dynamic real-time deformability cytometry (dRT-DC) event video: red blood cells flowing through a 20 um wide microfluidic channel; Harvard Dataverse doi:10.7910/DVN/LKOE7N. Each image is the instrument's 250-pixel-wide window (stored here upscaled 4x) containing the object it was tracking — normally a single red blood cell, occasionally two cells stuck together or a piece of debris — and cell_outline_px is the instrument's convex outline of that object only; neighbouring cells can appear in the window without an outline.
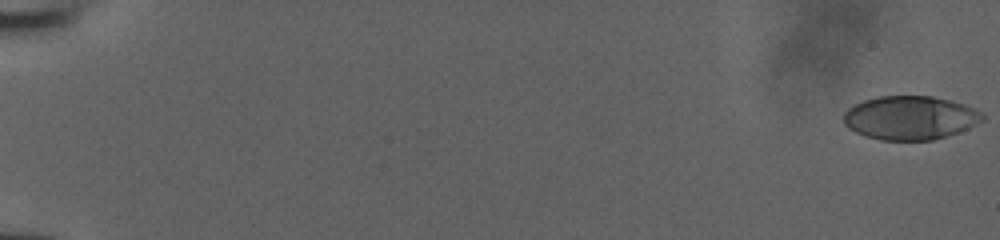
{"species": "human", "species_latin": "Homo sapiens", "temperature_condition": "room temperature", "stored_images_in_passage": 53, "camera_frame_rate_fps": 3000, "um_per_image_px": 0.085, "donor": {"sex": "male"}, "frame": {"image": 1, "passage_image": 1, "time_ms": 0.0, "image_size_px": [1000, 240], "cell_outline_px": [[984, 120], [960, 132], [932, 140], [880, 140], [864, 136], [848, 128], [844, 124], [844, 112], [848, 108], [864, 100], [880, 96], [932, 96], [964, 104], [980, 112], [984, 116]], "centroid_in_image_um": [77.35, 10.02], "position_along_channel_um": 7.7, "area_um2": 35.32}}
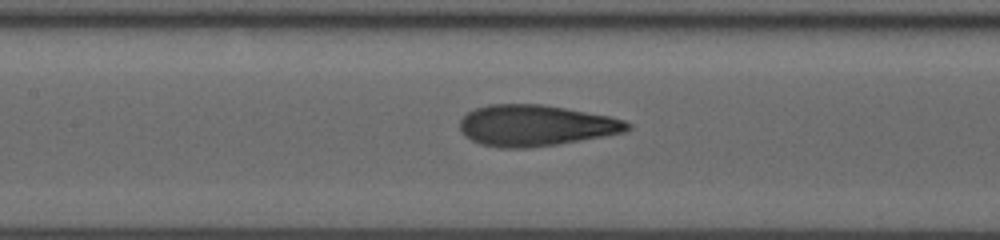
{"frame": {"image": 2, "passage_image": 28, "time_ms": 9.0, "image_size_px": [1000, 240], "cell_outline_px": [[632, 128], [624, 132], [604, 136], [556, 144], [528, 148], [500, 148], [480, 144], [464, 136], [460, 132], [460, 120], [468, 112], [476, 108], [488, 104], [540, 104], [564, 108], [608, 116], [624, 120], [632, 124]], "centroid_in_image_um": [45.5, 10.67], "position_along_channel_um": 161.9, "area_um2": 40.06}}
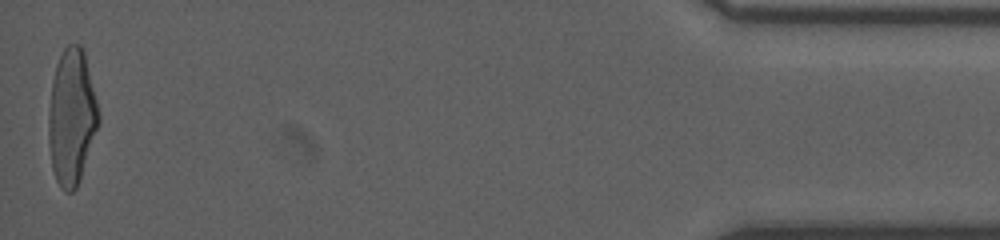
{"frame": {"image": 3, "passage_image": 53, "time_ms": 17.333, "image_size_px": [1000, 240], "cell_outline_px": [[100, 120], [80, 180], [76, 188], [72, 192], [64, 192], [60, 188], [56, 180], [52, 168], [48, 140], [48, 112], [52, 80], [56, 64], [64, 48], [68, 44], [80, 44], [84, 48], [100, 116]], "centroid_in_image_um": [6.08, 9.94], "position_along_channel_um": 429.1, "area_um2": 39.82}}